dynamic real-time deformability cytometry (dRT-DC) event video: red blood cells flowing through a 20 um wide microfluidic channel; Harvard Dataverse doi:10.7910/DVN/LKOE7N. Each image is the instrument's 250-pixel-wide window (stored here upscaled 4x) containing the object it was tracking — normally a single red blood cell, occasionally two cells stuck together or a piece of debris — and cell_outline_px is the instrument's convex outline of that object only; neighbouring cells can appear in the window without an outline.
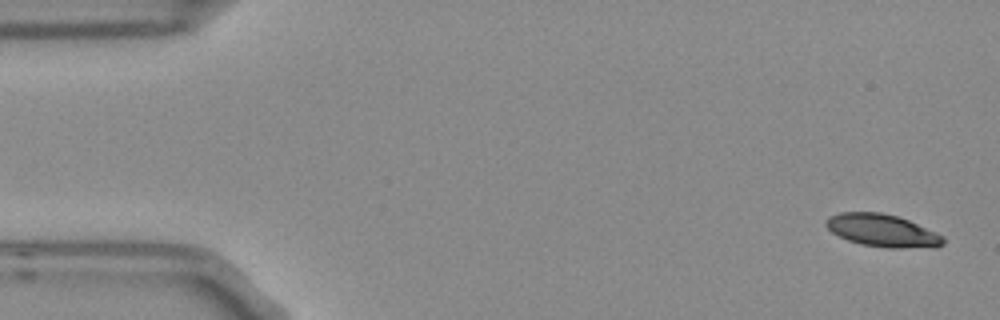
{"species": "Egyptian fruit bat (a non-hibernating species)", "species_latin": "Rousettus aegyptiacus", "temperature_condition": "room temperature", "stored_images_in_passage": 6, "camera_frame_rate_fps": 3000, "um_per_image_px": 0.085, "frame": {"image": 1, "passage_image": 1, "time_ms": 0.0, "image_size_px": [1000, 320], "cell_outline_px": [[944, 244], [936, 248], [888, 248], [860, 244], [848, 240], [832, 232], [824, 224], [824, 220], [828, 216], [840, 212], [880, 212], [896, 216], [908, 220], [944, 236]], "centroid_in_image_um": [75.0, 19.6], "position_along_channel_um": 10.0, "area_um2": 22.37}}
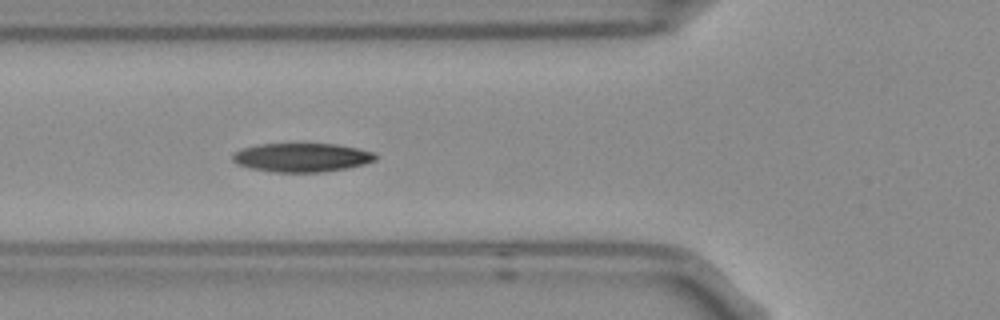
{"frame": {"image": 2, "passage_image": 6, "time_ms": 1.667, "image_size_px": [1000, 320], "cell_outline_px": [[376, 160], [364, 164], [348, 168], [320, 172], [272, 172], [248, 168], [236, 164], [232, 160], [232, 156], [236, 152], [244, 148], [260, 144], [336, 144], [376, 152]], "centroid_in_image_um": [25.66, 13.39], "position_along_channel_um": 100.1, "area_um2": 23.99}}